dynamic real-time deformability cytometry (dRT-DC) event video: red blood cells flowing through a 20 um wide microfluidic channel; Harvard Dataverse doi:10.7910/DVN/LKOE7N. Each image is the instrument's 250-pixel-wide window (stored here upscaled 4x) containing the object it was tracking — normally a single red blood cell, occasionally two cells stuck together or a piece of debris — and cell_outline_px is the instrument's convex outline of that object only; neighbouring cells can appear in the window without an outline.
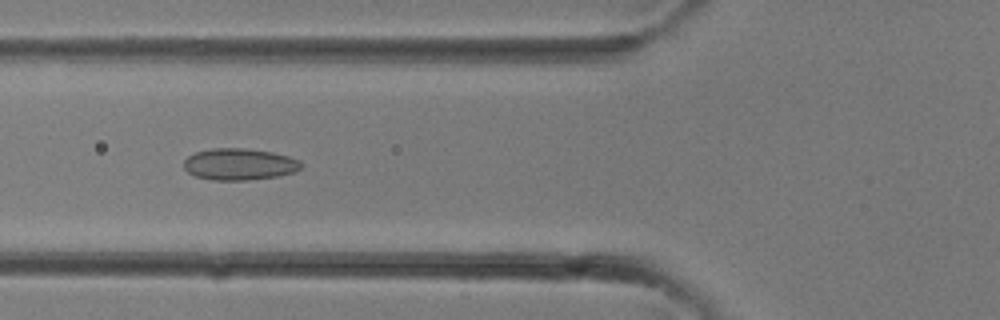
{"species": "common noctule bat (a hibernating species)", "species_latin": "Nyctalus noctula", "temperature_condition": "room temperature", "stored_images_in_passage": 33, "camera_frame_rate_fps": 3000, "um_per_image_px": 0.085, "animal": {"sex": "female"}, "frame": {"image": 1, "passage_image": 12, "time_ms": 3.667, "image_size_px": [1000, 320], "cell_outline_px": [[304, 164], [300, 168], [292, 172], [276, 176], [248, 180], [212, 180], [196, 176], [188, 172], [184, 168], [184, 160], [188, 156], [196, 152], [212, 148], [244, 148], [272, 152], [288, 156], [300, 160]], "centroid_in_image_um": [20.34, 13.95], "position_along_channel_um": 105.5, "area_um2": 21.56}}
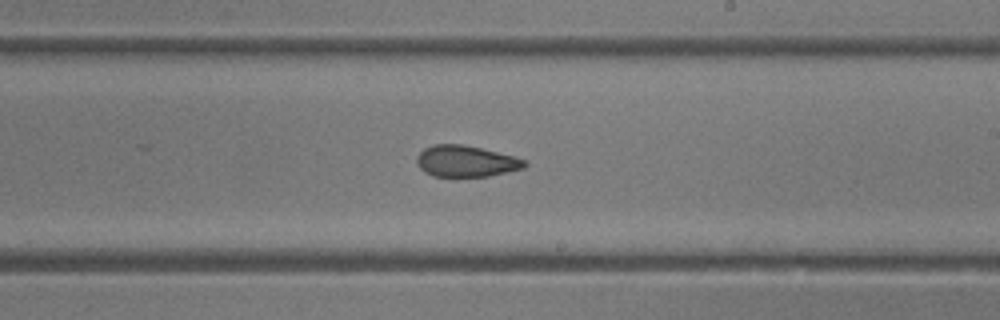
{"frame": {"image": 2, "passage_image": 19, "time_ms": 6.0, "image_size_px": [1000, 320], "cell_outline_px": [[528, 164], [524, 168], [488, 176], [432, 176], [424, 172], [420, 168], [416, 160], [416, 156], [424, 148], [432, 144], [464, 144], [512, 156], [524, 160]], "centroid_in_image_um": [39.56, 13.7], "position_along_channel_um": 249.4, "area_um2": 19.54}}
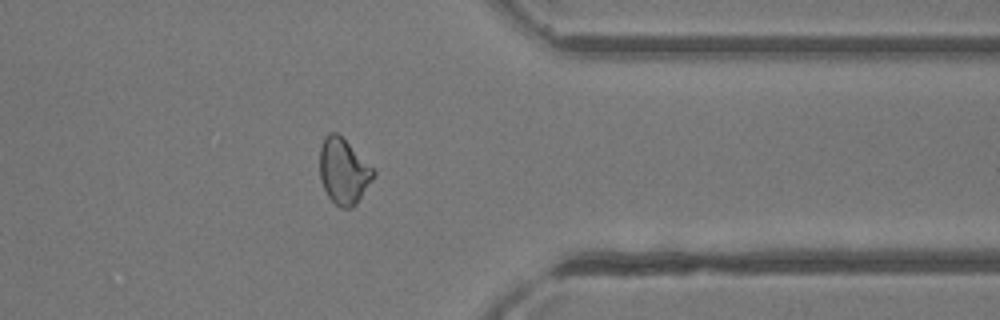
{"frame": {"image": 3, "passage_image": 26, "time_ms": 8.333, "image_size_px": [1000, 320], "cell_outline_px": [[376, 172], [372, 180], [356, 204], [352, 208], [340, 208], [328, 196], [320, 180], [320, 148], [324, 136], [328, 132], [336, 132]], "centroid_in_image_um": [29.17, 14.57], "position_along_channel_um": 382.2, "area_um2": 20.11}}